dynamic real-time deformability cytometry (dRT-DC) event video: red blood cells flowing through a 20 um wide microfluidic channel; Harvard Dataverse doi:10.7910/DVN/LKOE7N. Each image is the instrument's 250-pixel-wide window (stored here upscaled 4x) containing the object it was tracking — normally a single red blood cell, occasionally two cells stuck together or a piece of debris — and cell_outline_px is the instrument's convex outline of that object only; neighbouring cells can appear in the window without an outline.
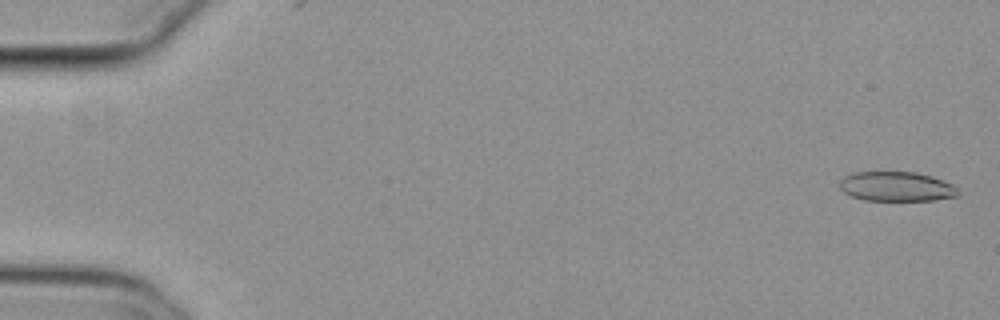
{"species": "common noctule bat (a hibernating species)", "species_latin": "Nyctalus noctula", "temperature_condition": "cold", "stored_images_in_passage": 55, "camera_frame_rate_fps": 3000, "um_per_image_px": 0.085, "animal": {"sex": "female", "body_mass_g": 29.2, "forearm_length_mm": 56.3}, "frame": {"image": 1, "passage_image": 2, "time_ms": 0.333, "image_size_px": [1000, 320], "cell_outline_px": [[960, 196], [932, 200], [864, 200], [852, 196], [844, 192], [840, 188], [840, 180], [844, 176], [856, 172], [916, 172], [932, 176], [952, 184], [956, 188]], "centroid_in_image_um": [76.2, 15.85], "position_along_channel_um": 8.8, "area_um2": 20.35}}
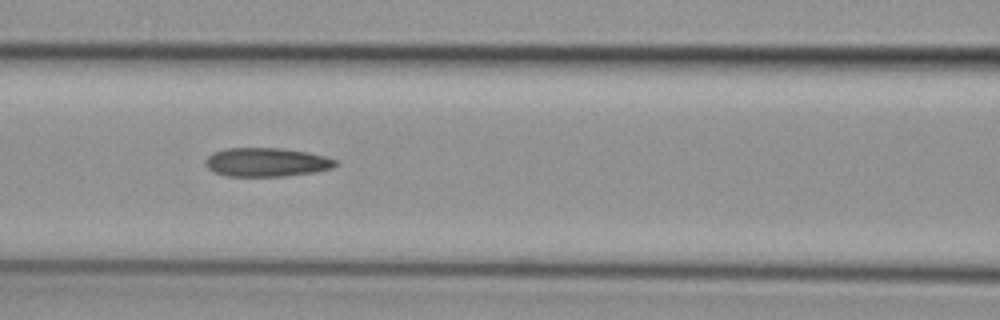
{"frame": {"image": 2, "passage_image": 25, "time_ms": 8.0, "image_size_px": [1000, 320], "cell_outline_px": [[336, 164], [332, 168], [312, 172], [284, 176], [228, 176], [212, 172], [204, 164], [204, 160], [212, 152], [224, 148], [280, 148], [308, 152], [324, 156], [336, 160]], "centroid_in_image_um": [22.58, 13.78], "position_along_channel_um": 144.0, "area_um2": 21.85}}
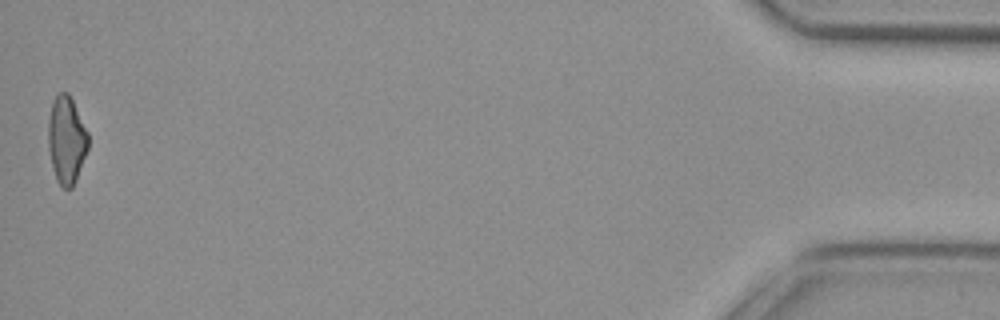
{"frame": {"image": 3, "passage_image": 55, "time_ms": 18.0, "image_size_px": [1000, 320], "cell_outline_px": [[88, 148], [76, 180], [72, 188], [64, 188], [56, 180], [52, 168], [48, 148], [48, 120], [52, 100], [56, 92], [68, 92], [88, 132]], "centroid_in_image_um": [5.63, 11.87], "position_along_channel_um": 429.6, "area_um2": 20.52}, "authors_computed_cell_mechanics": {"area_um2": 21.7906, "velocity_mm_per_s": 3.8121, "shape_relaxation_time_tau1_ms": 8.7528, "shape_relaxation_time_tau2_ms": 4.7633, "deformation_change_tau1": 0.1794, "deformation_change_tau2": 0.136}}